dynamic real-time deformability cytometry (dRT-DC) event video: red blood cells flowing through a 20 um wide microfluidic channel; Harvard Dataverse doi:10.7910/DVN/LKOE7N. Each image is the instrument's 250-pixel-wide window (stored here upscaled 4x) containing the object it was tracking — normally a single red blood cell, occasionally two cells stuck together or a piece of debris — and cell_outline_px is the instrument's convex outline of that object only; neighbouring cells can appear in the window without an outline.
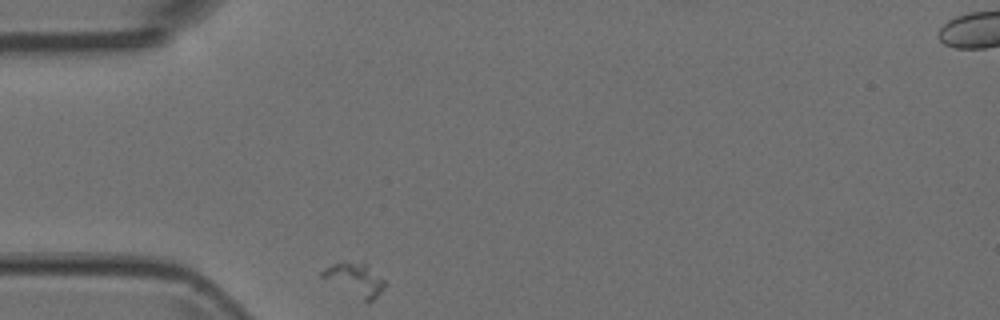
{"species": "Egyptian fruit bat (a non-hibernating species)", "species_latin": "Rousettus aegyptiacus", "temperature_condition": "room temperature", "stored_images_in_passage": 5, "segment_of_instrument_passage": [2, 2], "camera_frame_rate_fps": 3000, "um_per_image_px": 0.085, "animal": {"sex": "female"}, "frame": {"image": 1, "passage_image": 5, "time_ms": 1.333, "image_size_px": [1000, 320], "cell_outline_px": [[384, 288], [368, 304], [320, 276], [320, 272], [324, 268], [332, 264], [364, 260], [384, 280]], "centroid_in_image_um": [30.19, 23.73], "position_along_channel_um": 54.8, "area_um2": 12.02}}